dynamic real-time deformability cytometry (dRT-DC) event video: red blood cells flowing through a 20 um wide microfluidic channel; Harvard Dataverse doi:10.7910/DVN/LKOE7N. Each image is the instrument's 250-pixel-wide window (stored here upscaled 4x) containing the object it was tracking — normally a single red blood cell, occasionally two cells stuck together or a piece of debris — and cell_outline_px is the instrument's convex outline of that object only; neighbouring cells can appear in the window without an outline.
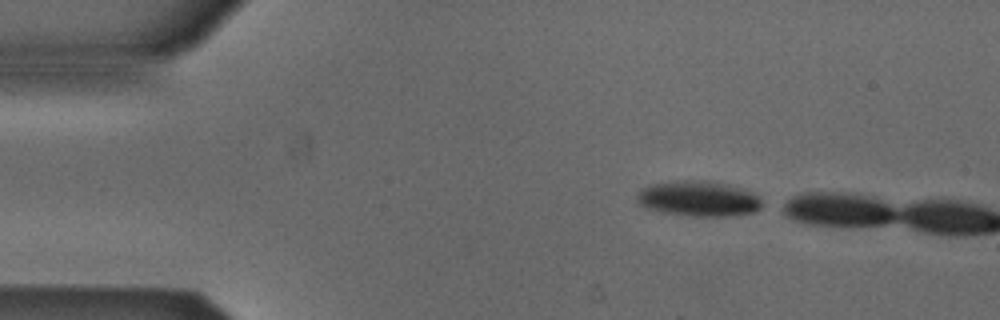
{"species": "Egyptian fruit bat (a non-hibernating species)", "species_latin": "Rousettus aegyptiacus", "temperature_condition": "cold", "stored_images_in_passage": 2, "camera_frame_rate_fps": 3000, "um_per_image_px": 0.085, "animal": {"sex": "male"}, "frame": {"image": 1, "passage_image": 1, "time_ms": 0.0, "image_size_px": [1000, 320], "cell_outline_px": [[768, 204], [752, 212], [736, 216], [692, 216], [660, 212], [644, 208], [636, 200], [636, 196], [640, 188], [652, 184], [676, 180], [712, 180], [748, 188], [756, 192]], "centroid_in_image_um": [59.47, 16.87], "position_along_channel_um": 25.5, "area_um2": 26.93}}